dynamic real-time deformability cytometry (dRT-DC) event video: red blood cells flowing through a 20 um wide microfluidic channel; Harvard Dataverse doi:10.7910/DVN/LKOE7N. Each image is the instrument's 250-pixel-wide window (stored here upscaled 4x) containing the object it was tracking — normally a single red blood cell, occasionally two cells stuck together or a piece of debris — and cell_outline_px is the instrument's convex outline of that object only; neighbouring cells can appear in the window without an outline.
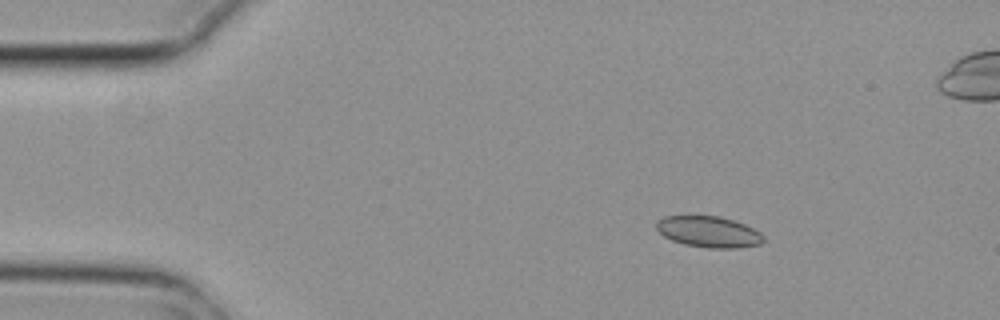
{"species": "common noctule bat (a hibernating species)", "species_latin": "Nyctalus noctula", "temperature_condition": "cold", "stored_images_in_passage": 4, "camera_frame_rate_fps": 3000, "um_per_image_px": 0.085, "animal": {"sex": "female", "body_mass_g": 29.2, "forearm_length_mm": 56.3}, "frame": {"image": 1, "passage_image": 2, "time_ms": 0.333, "image_size_px": [1000, 320], "cell_outline_px": [[764, 240], [760, 244], [740, 248], [708, 248], [684, 244], [672, 240], [664, 236], [656, 228], [656, 220], [664, 216], [720, 216], [744, 224], [760, 232], [764, 236]], "centroid_in_image_um": [60.24, 19.7], "position_along_channel_um": 24.8, "area_um2": 19.42}}